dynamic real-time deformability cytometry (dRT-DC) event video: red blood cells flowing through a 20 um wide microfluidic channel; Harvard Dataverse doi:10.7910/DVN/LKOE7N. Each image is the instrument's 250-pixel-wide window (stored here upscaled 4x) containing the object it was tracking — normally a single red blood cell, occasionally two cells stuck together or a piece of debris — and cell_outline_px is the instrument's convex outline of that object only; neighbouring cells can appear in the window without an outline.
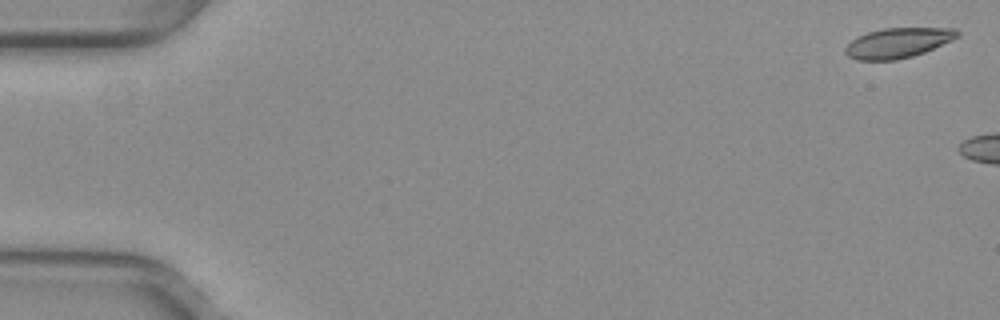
{"species": "common noctule bat (a hibernating species)", "species_latin": "Nyctalus noctula", "temperature_condition": "warm", "stored_images_in_passage": 5, "camera_frame_rate_fps": 3000, "um_per_image_px": 0.085, "animal": {"sex": "female", "body_mass_g": 29.2, "forearm_length_mm": 56.3}, "frame": {"image": 1, "passage_image": 1, "time_ms": 0.0, "image_size_px": [1000, 320], "cell_outline_px": [[960, 36], [952, 40], [924, 52], [912, 56], [896, 60], [856, 60], [848, 56], [844, 52], [844, 48], [856, 36], [868, 32], [884, 28], [956, 28], [960, 32]], "centroid_in_image_um": [76.32, 3.64], "position_along_channel_um": 8.7, "area_um2": 19.65}}